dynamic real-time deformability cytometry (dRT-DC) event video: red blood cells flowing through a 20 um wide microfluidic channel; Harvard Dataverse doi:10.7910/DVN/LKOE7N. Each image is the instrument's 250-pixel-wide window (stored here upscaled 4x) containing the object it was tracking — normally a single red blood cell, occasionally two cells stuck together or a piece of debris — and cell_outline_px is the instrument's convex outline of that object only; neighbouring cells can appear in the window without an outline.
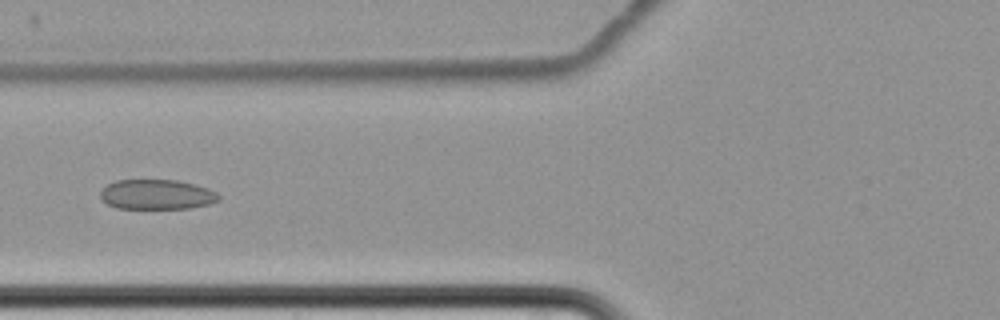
{"species": "common noctule bat (a hibernating species)", "species_latin": "Nyctalus noctula", "temperature_condition": "cold", "stored_images_in_passage": 9, "camera_frame_rate_fps": 3000, "um_per_image_px": 0.085, "animal": {"sex": "female", "body_mass_g": 22.7, "forearm_length_mm": 54.2}, "frame": {"image": 1, "passage_image": 7, "time_ms": 8.333, "image_size_px": [1000, 320], "cell_outline_px": [[220, 200], [208, 204], [188, 208], [116, 208], [108, 204], [100, 196], [100, 192], [108, 184], [116, 180], [176, 180], [208, 188], [216, 192], [220, 196]], "centroid_in_image_um": [13.33, 16.53], "position_along_channel_um": 112.5, "area_um2": 20.4}}
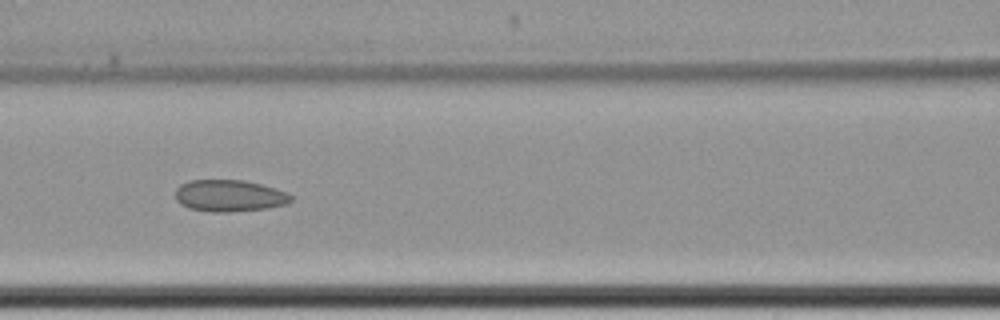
{"frame": {"image": 2, "passage_image": 8, "time_ms": 9.333, "image_size_px": [1000, 320], "cell_outline_px": [[292, 200], [284, 204], [268, 208], [228, 212], [212, 212], [188, 208], [180, 204], [176, 200], [176, 188], [180, 184], [188, 180], [244, 180], [260, 184], [288, 192], [292, 196]], "centroid_in_image_um": [19.47, 16.63], "position_along_channel_um": 147.1, "area_um2": 21.44}}
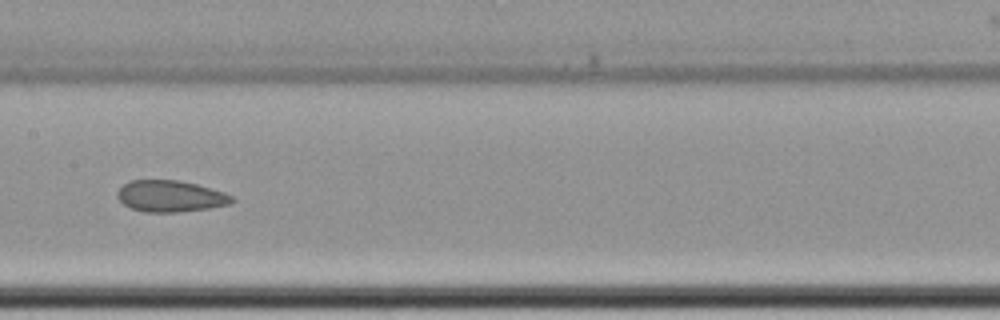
{"frame": {"image": 3, "passage_image": 9, "time_ms": 10.667, "image_size_px": [1000, 320], "cell_outline_px": [[236, 200], [232, 204], [208, 208], [180, 212], [144, 212], [132, 208], [124, 204], [116, 196], [116, 192], [124, 184], [132, 180], [180, 180], [196, 184], [224, 192], [232, 196]], "centroid_in_image_um": [14.5, 16.68], "position_along_channel_um": 192.9, "area_um2": 21.04}}